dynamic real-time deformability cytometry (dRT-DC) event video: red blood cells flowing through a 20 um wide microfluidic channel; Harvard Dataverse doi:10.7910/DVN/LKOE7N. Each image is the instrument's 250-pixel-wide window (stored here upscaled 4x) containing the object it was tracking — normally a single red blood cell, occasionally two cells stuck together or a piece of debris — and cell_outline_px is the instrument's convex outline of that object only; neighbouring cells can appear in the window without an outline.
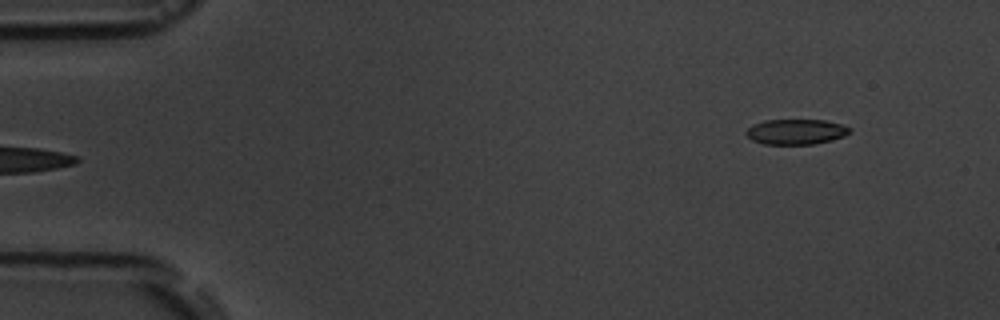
{"species": "common noctule bat (a hibernating species)", "species_latin": "Nyctalus noctula", "temperature_condition": "room temperature", "stored_images_in_passage": 4, "segment_of_instrument_passage": [2, 2], "camera_frame_rate_fps": 3000, "um_per_image_px": 0.085, "animal": {"sex": "male", "body_mass_g": 19.5, "forearm_length_mm": 54.6}, "frame": {"image": 1, "passage_image": 4, "time_ms": 4.333, "image_size_px": [1000, 320], "cell_outline_px": [[852, 132], [844, 136], [832, 140], [812, 144], [764, 144], [752, 140], [744, 132], [752, 124], [764, 120], [824, 120], [840, 124], [852, 128]], "centroid_in_image_um": [67.66, 11.19], "position_along_channel_um": 17.3, "area_um2": 15.32}}